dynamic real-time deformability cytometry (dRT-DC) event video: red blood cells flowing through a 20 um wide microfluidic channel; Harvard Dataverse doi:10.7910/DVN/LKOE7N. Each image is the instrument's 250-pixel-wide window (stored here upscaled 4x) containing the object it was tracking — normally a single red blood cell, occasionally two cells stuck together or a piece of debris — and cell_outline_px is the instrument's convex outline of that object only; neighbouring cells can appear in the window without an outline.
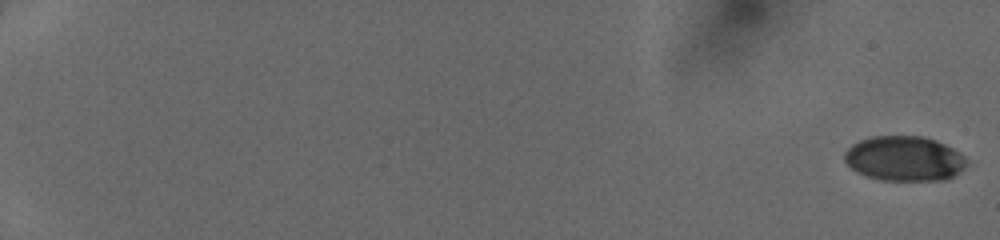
{"species": "human", "species_latin": "Homo sapiens", "temperature_condition": "cold", "stored_images_in_passage": 52, "camera_frame_rate_fps": 3000, "um_per_image_px": 0.085, "donor": {"sex": "female"}, "frame": {"image": 1, "passage_image": 1, "time_ms": 0.0, "image_size_px": [1000, 240], "cell_outline_px": [[968, 164], [964, 168], [952, 176], [944, 180], [880, 180], [856, 172], [844, 160], [844, 152], [852, 144], [860, 140], [872, 136], [924, 136], [936, 140], [952, 148], [964, 156]], "centroid_in_image_um": [76.86, 13.47], "position_along_channel_um": 8.1, "area_um2": 31.91}}
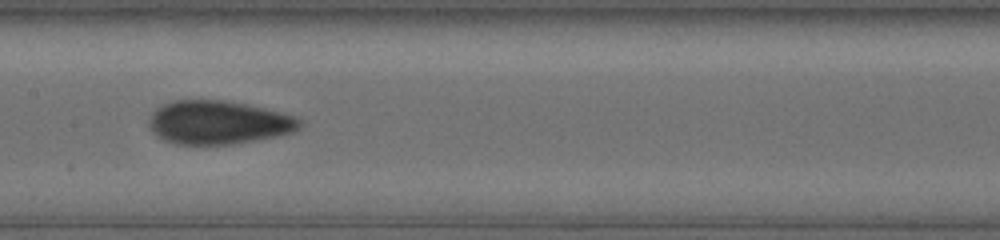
{"frame": {"image": 2, "passage_image": 30, "time_ms": 9.667, "image_size_px": [1000, 240], "cell_outline_px": [[304, 124], [300, 128], [292, 132], [276, 136], [232, 144], [176, 144], [164, 140], [156, 136], [148, 128], [148, 116], [160, 104], [172, 100], [224, 100], [264, 108], [296, 116]], "centroid_in_image_um": [18.51, 10.4], "position_along_channel_um": 188.9, "area_um2": 38.49}}
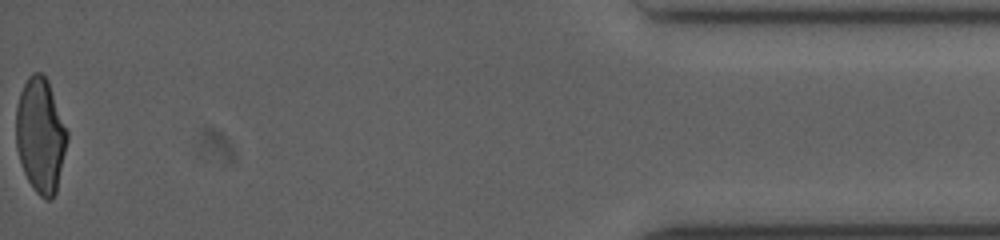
{"frame": {"image": 3, "passage_image": 52, "time_ms": 17.0, "image_size_px": [1000, 240], "cell_outline_px": [[68, 140], [56, 192], [52, 200], [48, 200], [40, 196], [36, 192], [28, 180], [24, 172], [16, 148], [16, 104], [20, 92], [28, 76], [32, 72], [40, 72], [48, 80], [68, 132]], "centroid_in_image_um": [3.44, 11.5], "position_along_channel_um": 431.8, "area_um2": 34.28}}